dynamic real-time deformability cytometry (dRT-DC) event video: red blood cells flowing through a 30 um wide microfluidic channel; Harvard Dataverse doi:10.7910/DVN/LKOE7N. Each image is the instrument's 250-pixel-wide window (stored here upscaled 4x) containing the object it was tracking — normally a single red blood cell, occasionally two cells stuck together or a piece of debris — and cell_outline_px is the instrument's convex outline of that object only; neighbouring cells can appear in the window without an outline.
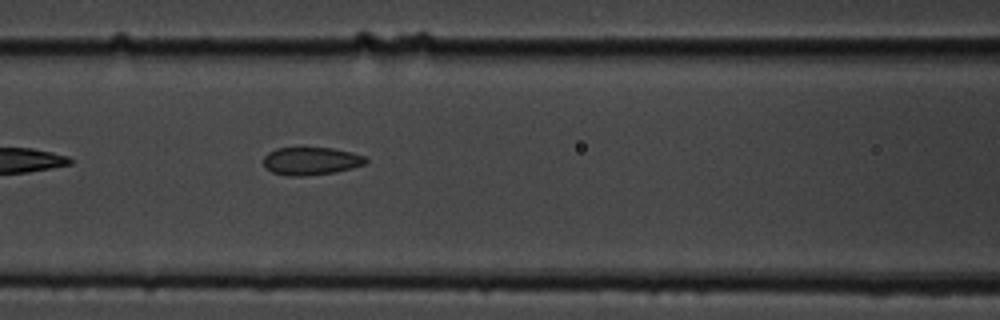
{"species": "common noctule bat (a hibernating species)", "species_latin": "Nyctalus noctula", "temperature_condition": "cold", "stored_images_in_passage": 9, "camera_frame_rate_fps": 3000, "um_per_image_px": 0.085, "animal": {"sex": "male", "body_mass_g": 19.5, "forearm_length_mm": 54.6}, "frame": {"image": 1, "passage_image": 6, "time_ms": 1.667, "image_size_px": [1000, 320], "cell_outline_px": [[368, 160], [364, 164], [352, 168], [336, 172], [300, 176], [288, 176], [272, 172], [264, 168], [264, 156], [268, 152], [276, 148], [332, 148], [352, 152], [364, 156]], "centroid_in_image_um": [26.42, 13.69], "position_along_channel_um": 140.2, "area_um2": 16.59}}